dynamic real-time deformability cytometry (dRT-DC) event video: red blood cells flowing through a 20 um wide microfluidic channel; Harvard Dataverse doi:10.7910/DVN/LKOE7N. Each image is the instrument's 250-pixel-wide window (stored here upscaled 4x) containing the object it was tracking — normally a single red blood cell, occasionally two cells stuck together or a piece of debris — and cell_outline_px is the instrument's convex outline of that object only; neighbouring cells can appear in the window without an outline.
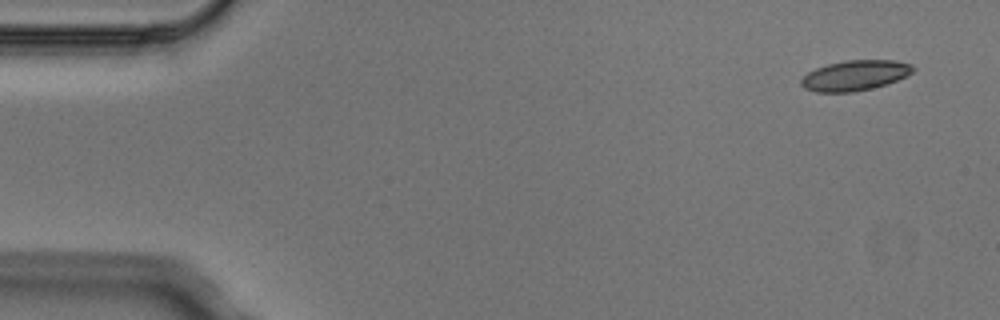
{"species": "Egyptian fruit bat (a non-hibernating species)", "species_latin": "Rousettus aegyptiacus", "temperature_condition": "cold", "stored_images_in_passage": 5, "camera_frame_rate_fps": 3000, "um_per_image_px": 0.085, "animal": {"sex": "male"}, "frame": {"image": 1, "passage_image": 1, "time_ms": 0.0, "image_size_px": [1000, 320], "cell_outline_px": [[916, 68], [908, 76], [872, 88], [852, 92], [816, 92], [804, 88], [800, 84], [800, 80], [808, 72], [816, 68], [828, 64], [844, 60], [896, 60], [912, 64]], "centroid_in_image_um": [72.68, 6.4], "position_along_channel_um": 12.3, "area_um2": 19.77}}
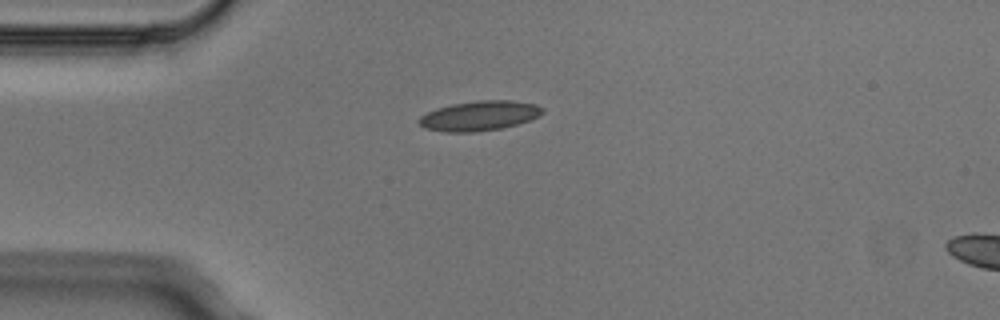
{"frame": {"image": 2, "passage_image": 4, "time_ms": 1.0, "image_size_px": [1000, 320], "cell_outline_px": [[544, 112], [528, 120], [516, 124], [500, 128], [476, 132], [444, 132], [424, 128], [416, 120], [420, 116], [436, 108], [452, 104], [480, 100], [512, 100], [536, 104], [544, 108]], "centroid_in_image_um": [40.71, 9.84], "position_along_channel_um": 44.3, "area_um2": 21.39}}